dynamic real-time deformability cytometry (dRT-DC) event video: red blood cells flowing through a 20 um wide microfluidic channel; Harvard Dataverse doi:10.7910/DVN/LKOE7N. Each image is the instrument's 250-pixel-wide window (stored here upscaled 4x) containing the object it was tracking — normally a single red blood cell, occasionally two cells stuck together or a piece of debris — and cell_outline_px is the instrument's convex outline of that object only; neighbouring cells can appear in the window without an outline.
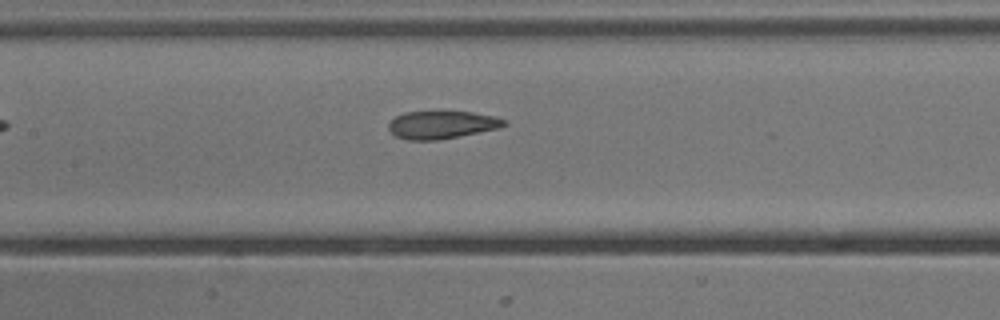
{"species": "common noctule bat (a hibernating species)", "species_latin": "Nyctalus noctula", "temperature_condition": "cold", "stored_images_in_passage": 5, "camera_frame_rate_fps": 3000, "um_per_image_px": 0.085, "animal": {"sex": "male", "body_mass_g": 13.3}, "frame": {"image": 1, "passage_image": 4, "time_ms": 4.667, "image_size_px": [1000, 320], "cell_outline_px": [[508, 124], [500, 128], [460, 136], [436, 140], [408, 140], [396, 136], [388, 128], [388, 124], [396, 116], [404, 112], [472, 112], [496, 116], [508, 120]], "centroid_in_image_um": [37.61, 10.61], "position_along_channel_um": 169.8, "area_um2": 18.73}}